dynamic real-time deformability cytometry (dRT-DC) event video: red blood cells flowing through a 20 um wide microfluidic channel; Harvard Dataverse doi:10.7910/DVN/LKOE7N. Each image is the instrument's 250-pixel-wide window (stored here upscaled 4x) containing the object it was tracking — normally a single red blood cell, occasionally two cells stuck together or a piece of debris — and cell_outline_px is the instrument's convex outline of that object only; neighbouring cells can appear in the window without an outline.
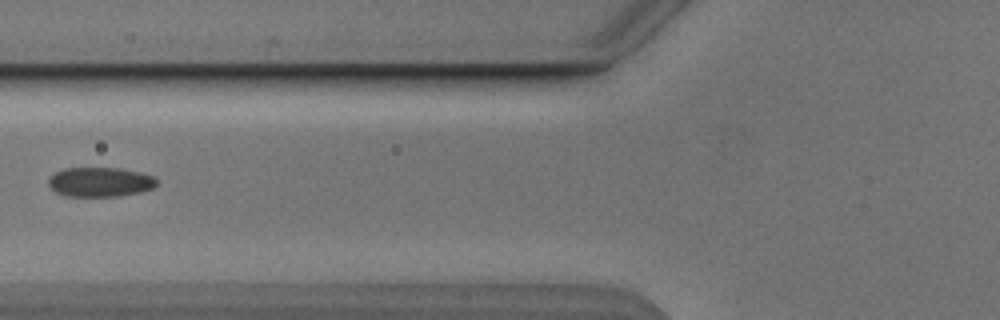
{"species": "Egyptian fruit bat (a non-hibernating species)", "species_latin": "Rousettus aegyptiacus", "temperature_condition": "cold", "stored_images_in_passage": 7, "segment_of_instrument_passage": [2, 2], "camera_frame_rate_fps": 3000, "um_per_image_px": 0.085, "animal": {"sex": "male"}, "frame": {"image": 1, "passage_image": 6, "time_ms": 6.667, "image_size_px": [1000, 320], "cell_outline_px": [[156, 184], [152, 188], [140, 192], [120, 196], [64, 196], [56, 192], [48, 184], [48, 180], [56, 172], [64, 168], [116, 168], [140, 172], [152, 176], [156, 180]], "centroid_in_image_um": [8.49, 15.47], "position_along_channel_um": 117.3, "area_um2": 18.44}}